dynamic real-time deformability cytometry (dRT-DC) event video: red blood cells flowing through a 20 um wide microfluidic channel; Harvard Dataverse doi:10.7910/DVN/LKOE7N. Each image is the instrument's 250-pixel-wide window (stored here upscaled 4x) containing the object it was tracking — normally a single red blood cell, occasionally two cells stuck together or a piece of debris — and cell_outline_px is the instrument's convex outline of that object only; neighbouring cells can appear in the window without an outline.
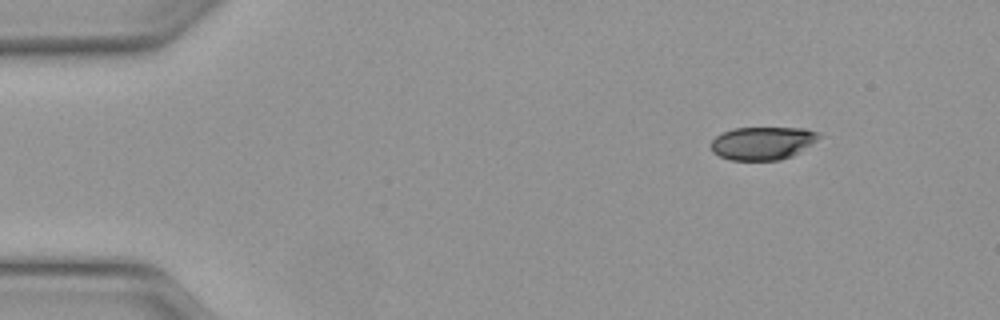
{"species": "Egyptian fruit bat (a non-hibernating species)", "species_latin": "Rousettus aegyptiacus", "temperature_condition": "warm", "stored_images_in_passage": 41, "camera_frame_rate_fps": 3000, "um_per_image_px": 0.085, "animal": {"sex": "female"}, "frame": {"image": 1, "passage_image": 1, "time_ms": 0.0, "image_size_px": [1000, 320], "cell_outline_px": [[824, 136], [792, 156], [780, 160], [728, 160], [712, 152], [712, 140], [716, 136], [732, 128], [804, 128], [820, 132]], "centroid_in_image_um": [64.85, 12.16], "position_along_channel_um": 20.1, "area_um2": 20.87}}
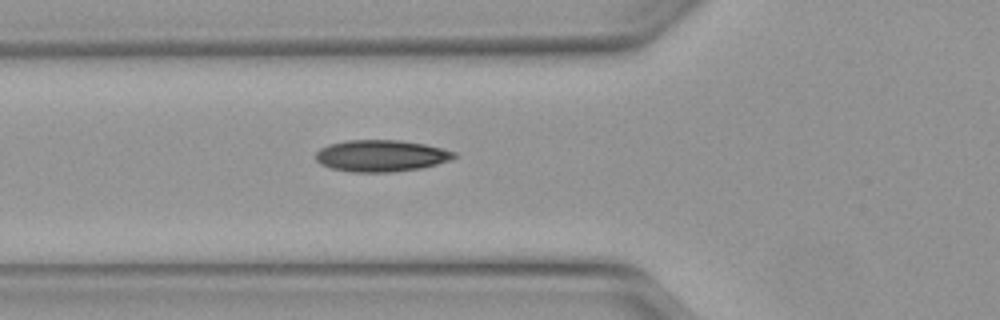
{"frame": {"image": 2, "passage_image": 13, "time_ms": 4.0, "image_size_px": [1000, 320], "cell_outline_px": [[456, 156], [452, 160], [420, 168], [392, 172], [348, 172], [332, 168], [320, 164], [316, 160], [316, 152], [320, 148], [328, 144], [348, 140], [400, 140], [424, 144], [456, 152]], "centroid_in_image_um": [32.37, 13.24], "position_along_channel_um": 93.4, "area_um2": 25.55}}
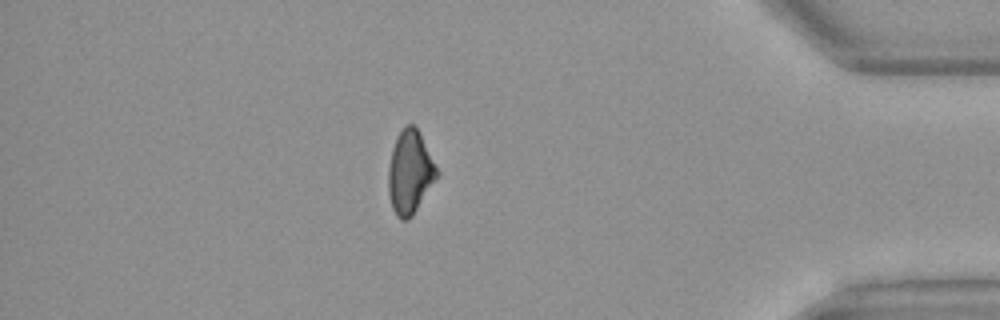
{"frame": {"image": 3, "passage_image": 38, "time_ms": 12.333, "image_size_px": [1000, 320], "cell_outline_px": [[440, 172], [412, 216], [408, 220], [400, 220], [396, 216], [392, 208], [388, 192], [388, 168], [392, 148], [396, 136], [408, 124], [412, 124], [416, 128]], "centroid_in_image_um": [34.82, 14.67], "position_along_channel_um": 400.4, "area_um2": 23.29}, "authors_computed_cell_mechanics": {"area_um2": 24.1026, "velocity_mm_per_s": 4.1465, "shape_relaxation_time_tau1_ms": 10.037, "shape_relaxation_time_tau2_ms": 4.8539, "deformation_change_tau1": 0.2191, "deformation_change_tau2": 0.1109}}